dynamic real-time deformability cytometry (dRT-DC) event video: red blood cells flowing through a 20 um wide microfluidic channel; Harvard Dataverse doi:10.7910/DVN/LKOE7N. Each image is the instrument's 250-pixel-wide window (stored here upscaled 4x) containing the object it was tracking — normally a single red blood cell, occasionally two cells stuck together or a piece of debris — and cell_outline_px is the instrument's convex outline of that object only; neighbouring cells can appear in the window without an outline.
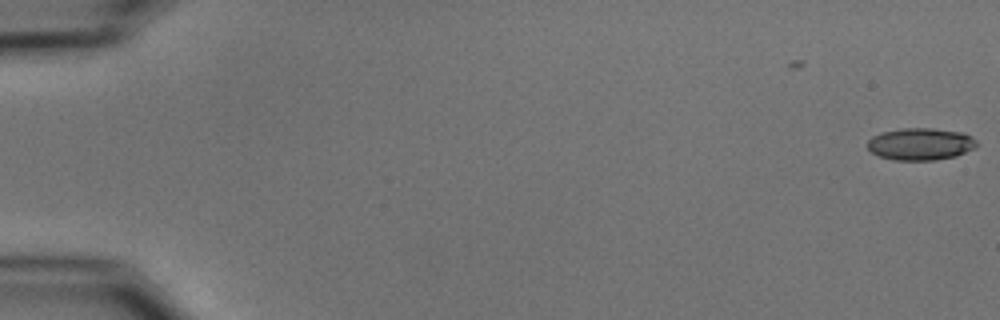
{"species": "common noctule bat (a hibernating species)", "species_latin": "Nyctalus noctula", "temperature_condition": "cold", "stored_images_in_passage": 50, "camera_frame_rate_fps": 3000, "um_per_image_px": 0.085, "animal": {"sex": "male", "body_mass_g": 15.6}, "frame": {"image": 1, "passage_image": 1, "time_ms": 0.0, "image_size_px": [1000, 320], "cell_outline_px": [[976, 148], [956, 156], [936, 160], [896, 160], [880, 156], [872, 152], [868, 148], [868, 140], [872, 136], [880, 132], [904, 128], [932, 128], [964, 132], [972, 136], [976, 140]], "centroid_in_image_um": [78.27, 12.23], "position_along_channel_um": 6.7, "area_um2": 20.58}}
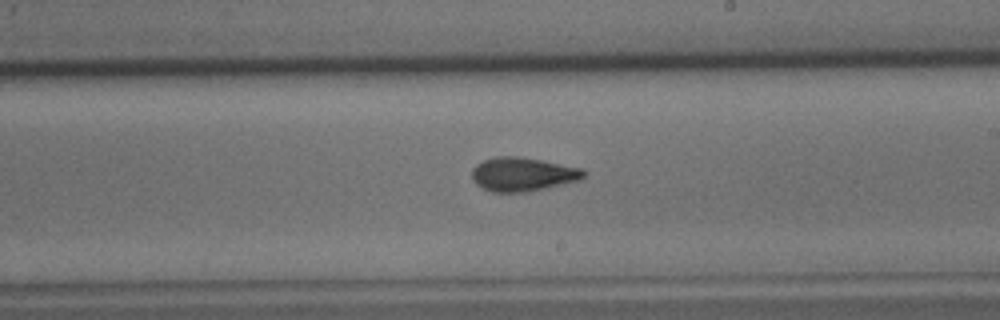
{"frame": {"image": 2, "passage_image": 33, "time_ms": 10.667, "image_size_px": [1000, 320], "cell_outline_px": [[588, 172], [580, 180], [528, 192], [492, 192], [476, 184], [472, 180], [472, 168], [476, 164], [484, 160], [496, 156], [520, 156], [584, 168]], "centroid_in_image_um": [44.45, 14.8], "position_along_channel_um": 244.6, "area_um2": 22.25}}
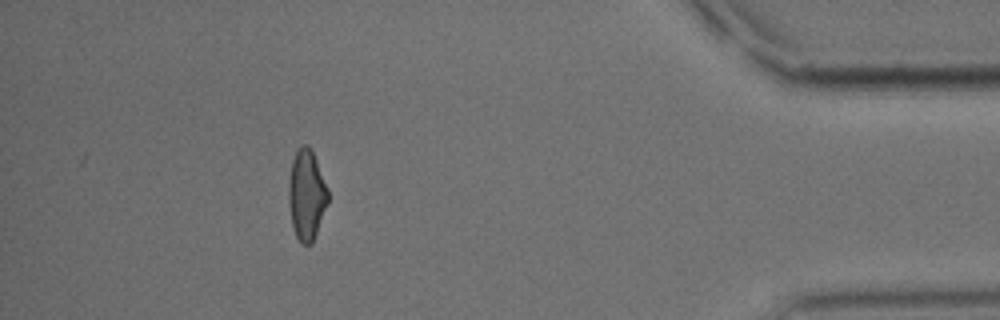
{"frame": {"image": 3, "passage_image": 50, "time_ms": 16.333, "image_size_px": [1000, 320], "cell_outline_px": [[328, 204], [312, 244], [300, 244], [296, 236], [292, 224], [288, 204], [288, 184], [292, 160], [300, 144], [308, 144], [316, 160], [328, 188]], "centroid_in_image_um": [26.05, 16.57], "position_along_channel_um": 409.1, "area_um2": 20.87}, "authors_computed_cell_mechanics": {"area_um2": 21.1837, "velocity_mm_per_s": 3.7241, "shape_relaxation_time_tau1_ms": 5.4523, "shape_relaxation_time_tau2_ms": 2.2169, "deformation_change_tau1": 0.1542, "deformation_change_tau2": 0.0809}}